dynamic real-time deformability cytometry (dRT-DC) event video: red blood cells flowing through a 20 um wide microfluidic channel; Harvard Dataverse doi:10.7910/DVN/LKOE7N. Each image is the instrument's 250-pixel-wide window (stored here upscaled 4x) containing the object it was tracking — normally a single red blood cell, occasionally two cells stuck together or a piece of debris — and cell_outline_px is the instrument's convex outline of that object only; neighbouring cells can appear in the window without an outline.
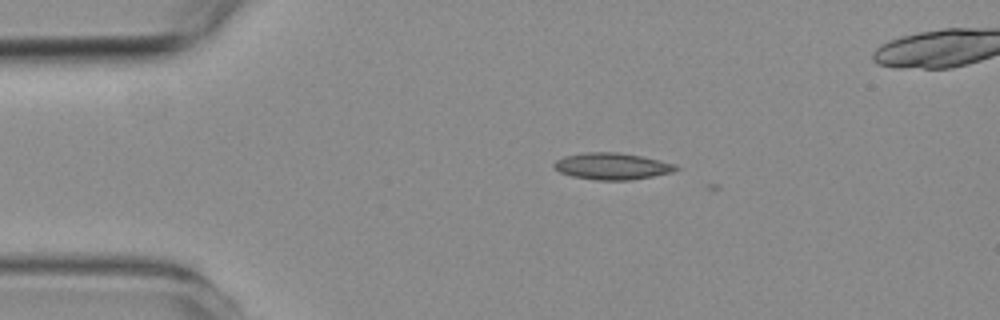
{"species": "common noctule bat (a hibernating species)", "species_latin": "Nyctalus noctula", "temperature_condition": "room temperature", "stored_images_in_passage": 3, "camera_frame_rate_fps": 3000, "um_per_image_px": 0.085, "animal": {"sex": "female", "body_mass_g": 19.3, "forearm_length_mm": 54.1}, "frame": {"image": 1, "passage_image": 2, "time_ms": 1.0, "image_size_px": [1000, 320], "cell_outline_px": [[680, 168], [672, 172], [632, 180], [596, 180], [572, 176], [560, 172], [552, 164], [556, 160], [564, 156], [584, 152], [616, 152], [640, 156], [660, 160], [676, 164]], "centroid_in_image_um": [52.02, 14.12], "position_along_channel_um": 33.0, "area_um2": 18.9}}